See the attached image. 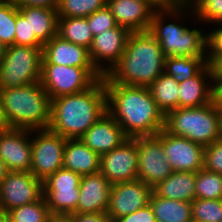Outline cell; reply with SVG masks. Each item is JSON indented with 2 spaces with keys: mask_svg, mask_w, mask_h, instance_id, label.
I'll return each mask as SVG.
<instances>
[{
  "mask_svg": "<svg viewBox=\"0 0 222 222\" xmlns=\"http://www.w3.org/2000/svg\"><path fill=\"white\" fill-rule=\"evenodd\" d=\"M196 172L173 171L165 180L152 188L160 197L193 202L196 199Z\"/></svg>",
  "mask_w": 222,
  "mask_h": 222,
  "instance_id": "cb8c5ba5",
  "label": "cell"
},
{
  "mask_svg": "<svg viewBox=\"0 0 222 222\" xmlns=\"http://www.w3.org/2000/svg\"><path fill=\"white\" fill-rule=\"evenodd\" d=\"M49 222H75L74 217L70 214L51 215Z\"/></svg>",
  "mask_w": 222,
  "mask_h": 222,
  "instance_id": "c3c4849f",
  "label": "cell"
},
{
  "mask_svg": "<svg viewBox=\"0 0 222 222\" xmlns=\"http://www.w3.org/2000/svg\"><path fill=\"white\" fill-rule=\"evenodd\" d=\"M0 157L8 171L30 172L31 130L11 128L0 133Z\"/></svg>",
  "mask_w": 222,
  "mask_h": 222,
  "instance_id": "e0dca14e",
  "label": "cell"
},
{
  "mask_svg": "<svg viewBox=\"0 0 222 222\" xmlns=\"http://www.w3.org/2000/svg\"><path fill=\"white\" fill-rule=\"evenodd\" d=\"M162 145L173 171L198 172L204 167V146L162 129Z\"/></svg>",
  "mask_w": 222,
  "mask_h": 222,
  "instance_id": "2e32d148",
  "label": "cell"
},
{
  "mask_svg": "<svg viewBox=\"0 0 222 222\" xmlns=\"http://www.w3.org/2000/svg\"><path fill=\"white\" fill-rule=\"evenodd\" d=\"M57 35L87 49L90 48L94 37L86 17H58Z\"/></svg>",
  "mask_w": 222,
  "mask_h": 222,
  "instance_id": "83f0119b",
  "label": "cell"
},
{
  "mask_svg": "<svg viewBox=\"0 0 222 222\" xmlns=\"http://www.w3.org/2000/svg\"><path fill=\"white\" fill-rule=\"evenodd\" d=\"M145 1L154 11L171 10L176 6V0H142Z\"/></svg>",
  "mask_w": 222,
  "mask_h": 222,
  "instance_id": "7bdbcfd3",
  "label": "cell"
},
{
  "mask_svg": "<svg viewBox=\"0 0 222 222\" xmlns=\"http://www.w3.org/2000/svg\"><path fill=\"white\" fill-rule=\"evenodd\" d=\"M106 112V89L100 78L85 91L51 99L48 129L66 139H78Z\"/></svg>",
  "mask_w": 222,
  "mask_h": 222,
  "instance_id": "7a4b0ae2",
  "label": "cell"
},
{
  "mask_svg": "<svg viewBox=\"0 0 222 222\" xmlns=\"http://www.w3.org/2000/svg\"><path fill=\"white\" fill-rule=\"evenodd\" d=\"M4 49H5L4 46L0 42V58H1L2 54H3V52H4Z\"/></svg>",
  "mask_w": 222,
  "mask_h": 222,
  "instance_id": "816d5d0a",
  "label": "cell"
},
{
  "mask_svg": "<svg viewBox=\"0 0 222 222\" xmlns=\"http://www.w3.org/2000/svg\"><path fill=\"white\" fill-rule=\"evenodd\" d=\"M63 168L81 176L100 172V156L79 138L67 139L63 153Z\"/></svg>",
  "mask_w": 222,
  "mask_h": 222,
  "instance_id": "603a6c76",
  "label": "cell"
},
{
  "mask_svg": "<svg viewBox=\"0 0 222 222\" xmlns=\"http://www.w3.org/2000/svg\"><path fill=\"white\" fill-rule=\"evenodd\" d=\"M79 139L102 156L120 146L128 137L113 117L106 112Z\"/></svg>",
  "mask_w": 222,
  "mask_h": 222,
  "instance_id": "ac0fdd59",
  "label": "cell"
},
{
  "mask_svg": "<svg viewBox=\"0 0 222 222\" xmlns=\"http://www.w3.org/2000/svg\"><path fill=\"white\" fill-rule=\"evenodd\" d=\"M31 136L30 172L37 179L44 181L63 168V153L67 139L49 129L31 130Z\"/></svg>",
  "mask_w": 222,
  "mask_h": 222,
  "instance_id": "9c48e42d",
  "label": "cell"
},
{
  "mask_svg": "<svg viewBox=\"0 0 222 222\" xmlns=\"http://www.w3.org/2000/svg\"><path fill=\"white\" fill-rule=\"evenodd\" d=\"M194 12L197 20L203 23H222V0H206Z\"/></svg>",
  "mask_w": 222,
  "mask_h": 222,
  "instance_id": "8d00e7d4",
  "label": "cell"
},
{
  "mask_svg": "<svg viewBox=\"0 0 222 222\" xmlns=\"http://www.w3.org/2000/svg\"><path fill=\"white\" fill-rule=\"evenodd\" d=\"M111 186L100 172L82 176L77 213H106Z\"/></svg>",
  "mask_w": 222,
  "mask_h": 222,
  "instance_id": "ffe728a7",
  "label": "cell"
},
{
  "mask_svg": "<svg viewBox=\"0 0 222 222\" xmlns=\"http://www.w3.org/2000/svg\"><path fill=\"white\" fill-rule=\"evenodd\" d=\"M138 179L153 188L172 172L162 145V130L157 135L136 137Z\"/></svg>",
  "mask_w": 222,
  "mask_h": 222,
  "instance_id": "8fae6325",
  "label": "cell"
},
{
  "mask_svg": "<svg viewBox=\"0 0 222 222\" xmlns=\"http://www.w3.org/2000/svg\"><path fill=\"white\" fill-rule=\"evenodd\" d=\"M164 129L204 147L222 137V111L215 101L192 108H177L165 115Z\"/></svg>",
  "mask_w": 222,
  "mask_h": 222,
  "instance_id": "8992f818",
  "label": "cell"
},
{
  "mask_svg": "<svg viewBox=\"0 0 222 222\" xmlns=\"http://www.w3.org/2000/svg\"><path fill=\"white\" fill-rule=\"evenodd\" d=\"M106 0H59L58 17H87L103 8Z\"/></svg>",
  "mask_w": 222,
  "mask_h": 222,
  "instance_id": "4dcf8cb0",
  "label": "cell"
},
{
  "mask_svg": "<svg viewBox=\"0 0 222 222\" xmlns=\"http://www.w3.org/2000/svg\"><path fill=\"white\" fill-rule=\"evenodd\" d=\"M6 222H18L13 220L8 214H6Z\"/></svg>",
  "mask_w": 222,
  "mask_h": 222,
  "instance_id": "f907efd6",
  "label": "cell"
},
{
  "mask_svg": "<svg viewBox=\"0 0 222 222\" xmlns=\"http://www.w3.org/2000/svg\"><path fill=\"white\" fill-rule=\"evenodd\" d=\"M8 168L6 167V164L4 163V161L2 160V158L0 157V184L3 181V179L5 178V176L8 173Z\"/></svg>",
  "mask_w": 222,
  "mask_h": 222,
  "instance_id": "681fc988",
  "label": "cell"
},
{
  "mask_svg": "<svg viewBox=\"0 0 222 222\" xmlns=\"http://www.w3.org/2000/svg\"><path fill=\"white\" fill-rule=\"evenodd\" d=\"M166 56L149 32H131L123 55L106 75L113 83L149 87L164 72Z\"/></svg>",
  "mask_w": 222,
  "mask_h": 222,
  "instance_id": "3957f363",
  "label": "cell"
},
{
  "mask_svg": "<svg viewBox=\"0 0 222 222\" xmlns=\"http://www.w3.org/2000/svg\"><path fill=\"white\" fill-rule=\"evenodd\" d=\"M151 193L152 188L139 179L113 184L106 214L114 222L144 208L149 204Z\"/></svg>",
  "mask_w": 222,
  "mask_h": 222,
  "instance_id": "9a60e30c",
  "label": "cell"
},
{
  "mask_svg": "<svg viewBox=\"0 0 222 222\" xmlns=\"http://www.w3.org/2000/svg\"><path fill=\"white\" fill-rule=\"evenodd\" d=\"M103 76L95 67L42 64L40 82L50 99L76 94L92 87Z\"/></svg>",
  "mask_w": 222,
  "mask_h": 222,
  "instance_id": "ba28073f",
  "label": "cell"
},
{
  "mask_svg": "<svg viewBox=\"0 0 222 222\" xmlns=\"http://www.w3.org/2000/svg\"><path fill=\"white\" fill-rule=\"evenodd\" d=\"M2 215H3V211H2V209L0 207V216H2Z\"/></svg>",
  "mask_w": 222,
  "mask_h": 222,
  "instance_id": "db71d44e",
  "label": "cell"
},
{
  "mask_svg": "<svg viewBox=\"0 0 222 222\" xmlns=\"http://www.w3.org/2000/svg\"><path fill=\"white\" fill-rule=\"evenodd\" d=\"M75 222H113L106 213H73Z\"/></svg>",
  "mask_w": 222,
  "mask_h": 222,
  "instance_id": "60d3db41",
  "label": "cell"
},
{
  "mask_svg": "<svg viewBox=\"0 0 222 222\" xmlns=\"http://www.w3.org/2000/svg\"><path fill=\"white\" fill-rule=\"evenodd\" d=\"M11 129L0 100V133Z\"/></svg>",
  "mask_w": 222,
  "mask_h": 222,
  "instance_id": "7dc6e473",
  "label": "cell"
},
{
  "mask_svg": "<svg viewBox=\"0 0 222 222\" xmlns=\"http://www.w3.org/2000/svg\"><path fill=\"white\" fill-rule=\"evenodd\" d=\"M149 205L156 222H193L191 202L166 199L152 192Z\"/></svg>",
  "mask_w": 222,
  "mask_h": 222,
  "instance_id": "484cf974",
  "label": "cell"
},
{
  "mask_svg": "<svg viewBox=\"0 0 222 222\" xmlns=\"http://www.w3.org/2000/svg\"><path fill=\"white\" fill-rule=\"evenodd\" d=\"M44 194L43 181L31 172L9 171L0 184V207L3 214L39 201Z\"/></svg>",
  "mask_w": 222,
  "mask_h": 222,
  "instance_id": "7c38bea8",
  "label": "cell"
},
{
  "mask_svg": "<svg viewBox=\"0 0 222 222\" xmlns=\"http://www.w3.org/2000/svg\"><path fill=\"white\" fill-rule=\"evenodd\" d=\"M207 64V57H166L164 72L180 83L194 77Z\"/></svg>",
  "mask_w": 222,
  "mask_h": 222,
  "instance_id": "f1b7e54d",
  "label": "cell"
},
{
  "mask_svg": "<svg viewBox=\"0 0 222 222\" xmlns=\"http://www.w3.org/2000/svg\"><path fill=\"white\" fill-rule=\"evenodd\" d=\"M179 89V108L201 107L213 102L215 85L211 66L207 63L194 77L180 82Z\"/></svg>",
  "mask_w": 222,
  "mask_h": 222,
  "instance_id": "7402d4cb",
  "label": "cell"
},
{
  "mask_svg": "<svg viewBox=\"0 0 222 222\" xmlns=\"http://www.w3.org/2000/svg\"><path fill=\"white\" fill-rule=\"evenodd\" d=\"M16 3L0 0V42L4 48L12 46L15 39Z\"/></svg>",
  "mask_w": 222,
  "mask_h": 222,
  "instance_id": "1f68e13d",
  "label": "cell"
},
{
  "mask_svg": "<svg viewBox=\"0 0 222 222\" xmlns=\"http://www.w3.org/2000/svg\"><path fill=\"white\" fill-rule=\"evenodd\" d=\"M214 101L218 108L222 111V80H219L215 84Z\"/></svg>",
  "mask_w": 222,
  "mask_h": 222,
  "instance_id": "bcb514c9",
  "label": "cell"
},
{
  "mask_svg": "<svg viewBox=\"0 0 222 222\" xmlns=\"http://www.w3.org/2000/svg\"><path fill=\"white\" fill-rule=\"evenodd\" d=\"M130 33L127 28L117 26L93 37L89 55L95 69L102 76L107 75L120 60Z\"/></svg>",
  "mask_w": 222,
  "mask_h": 222,
  "instance_id": "5bb4252c",
  "label": "cell"
},
{
  "mask_svg": "<svg viewBox=\"0 0 222 222\" xmlns=\"http://www.w3.org/2000/svg\"><path fill=\"white\" fill-rule=\"evenodd\" d=\"M220 27L206 32V57L207 63L211 66L218 58L222 57V23H217Z\"/></svg>",
  "mask_w": 222,
  "mask_h": 222,
  "instance_id": "f35d334b",
  "label": "cell"
},
{
  "mask_svg": "<svg viewBox=\"0 0 222 222\" xmlns=\"http://www.w3.org/2000/svg\"><path fill=\"white\" fill-rule=\"evenodd\" d=\"M0 100L11 128L48 129L51 99L40 81L26 86L0 89Z\"/></svg>",
  "mask_w": 222,
  "mask_h": 222,
  "instance_id": "5b68a950",
  "label": "cell"
},
{
  "mask_svg": "<svg viewBox=\"0 0 222 222\" xmlns=\"http://www.w3.org/2000/svg\"><path fill=\"white\" fill-rule=\"evenodd\" d=\"M42 64L94 67L89 49L64 40L58 35L44 44Z\"/></svg>",
  "mask_w": 222,
  "mask_h": 222,
  "instance_id": "44dd1931",
  "label": "cell"
},
{
  "mask_svg": "<svg viewBox=\"0 0 222 222\" xmlns=\"http://www.w3.org/2000/svg\"><path fill=\"white\" fill-rule=\"evenodd\" d=\"M14 45L43 47L44 44L37 37H30L29 19H26L16 5V27Z\"/></svg>",
  "mask_w": 222,
  "mask_h": 222,
  "instance_id": "d590c367",
  "label": "cell"
},
{
  "mask_svg": "<svg viewBox=\"0 0 222 222\" xmlns=\"http://www.w3.org/2000/svg\"><path fill=\"white\" fill-rule=\"evenodd\" d=\"M191 212L193 222H222V199L196 198Z\"/></svg>",
  "mask_w": 222,
  "mask_h": 222,
  "instance_id": "d6a6232c",
  "label": "cell"
},
{
  "mask_svg": "<svg viewBox=\"0 0 222 222\" xmlns=\"http://www.w3.org/2000/svg\"><path fill=\"white\" fill-rule=\"evenodd\" d=\"M82 176L60 168L43 181L44 198L51 215L77 213Z\"/></svg>",
  "mask_w": 222,
  "mask_h": 222,
  "instance_id": "30bf717a",
  "label": "cell"
},
{
  "mask_svg": "<svg viewBox=\"0 0 222 222\" xmlns=\"http://www.w3.org/2000/svg\"><path fill=\"white\" fill-rule=\"evenodd\" d=\"M88 25L92 31L93 36L99 35L105 30L112 29L118 26L110 9L105 5L103 8L95 11L90 16L86 17Z\"/></svg>",
  "mask_w": 222,
  "mask_h": 222,
  "instance_id": "e575fe53",
  "label": "cell"
},
{
  "mask_svg": "<svg viewBox=\"0 0 222 222\" xmlns=\"http://www.w3.org/2000/svg\"><path fill=\"white\" fill-rule=\"evenodd\" d=\"M107 112L128 138L157 135L165 127V115L145 86L113 83L103 76Z\"/></svg>",
  "mask_w": 222,
  "mask_h": 222,
  "instance_id": "6da1fadb",
  "label": "cell"
},
{
  "mask_svg": "<svg viewBox=\"0 0 222 222\" xmlns=\"http://www.w3.org/2000/svg\"><path fill=\"white\" fill-rule=\"evenodd\" d=\"M17 6H38L56 8L59 0H14Z\"/></svg>",
  "mask_w": 222,
  "mask_h": 222,
  "instance_id": "b9f144b4",
  "label": "cell"
},
{
  "mask_svg": "<svg viewBox=\"0 0 222 222\" xmlns=\"http://www.w3.org/2000/svg\"><path fill=\"white\" fill-rule=\"evenodd\" d=\"M118 26L130 32L149 31L154 10L142 0H106Z\"/></svg>",
  "mask_w": 222,
  "mask_h": 222,
  "instance_id": "d6986e66",
  "label": "cell"
},
{
  "mask_svg": "<svg viewBox=\"0 0 222 222\" xmlns=\"http://www.w3.org/2000/svg\"><path fill=\"white\" fill-rule=\"evenodd\" d=\"M213 83L214 85L222 80V57L218 58L212 65Z\"/></svg>",
  "mask_w": 222,
  "mask_h": 222,
  "instance_id": "f6af8a7d",
  "label": "cell"
},
{
  "mask_svg": "<svg viewBox=\"0 0 222 222\" xmlns=\"http://www.w3.org/2000/svg\"><path fill=\"white\" fill-rule=\"evenodd\" d=\"M7 214L18 222H49L51 216L44 196L39 201L16 207Z\"/></svg>",
  "mask_w": 222,
  "mask_h": 222,
  "instance_id": "836d02e7",
  "label": "cell"
},
{
  "mask_svg": "<svg viewBox=\"0 0 222 222\" xmlns=\"http://www.w3.org/2000/svg\"><path fill=\"white\" fill-rule=\"evenodd\" d=\"M206 0H176V6L179 8L195 11Z\"/></svg>",
  "mask_w": 222,
  "mask_h": 222,
  "instance_id": "ee69618b",
  "label": "cell"
},
{
  "mask_svg": "<svg viewBox=\"0 0 222 222\" xmlns=\"http://www.w3.org/2000/svg\"><path fill=\"white\" fill-rule=\"evenodd\" d=\"M157 107L166 115L169 111L179 108V83L167 75L160 74L148 87Z\"/></svg>",
  "mask_w": 222,
  "mask_h": 222,
  "instance_id": "4316f807",
  "label": "cell"
},
{
  "mask_svg": "<svg viewBox=\"0 0 222 222\" xmlns=\"http://www.w3.org/2000/svg\"><path fill=\"white\" fill-rule=\"evenodd\" d=\"M114 222H156V219L148 204L146 207L138 209L129 215L122 216Z\"/></svg>",
  "mask_w": 222,
  "mask_h": 222,
  "instance_id": "ab89813d",
  "label": "cell"
},
{
  "mask_svg": "<svg viewBox=\"0 0 222 222\" xmlns=\"http://www.w3.org/2000/svg\"><path fill=\"white\" fill-rule=\"evenodd\" d=\"M0 222H6V214L0 216Z\"/></svg>",
  "mask_w": 222,
  "mask_h": 222,
  "instance_id": "f5cc1de1",
  "label": "cell"
},
{
  "mask_svg": "<svg viewBox=\"0 0 222 222\" xmlns=\"http://www.w3.org/2000/svg\"><path fill=\"white\" fill-rule=\"evenodd\" d=\"M203 168L222 175V137L204 147Z\"/></svg>",
  "mask_w": 222,
  "mask_h": 222,
  "instance_id": "74e56055",
  "label": "cell"
},
{
  "mask_svg": "<svg viewBox=\"0 0 222 222\" xmlns=\"http://www.w3.org/2000/svg\"><path fill=\"white\" fill-rule=\"evenodd\" d=\"M43 47L12 45L0 58V89L37 83L41 78Z\"/></svg>",
  "mask_w": 222,
  "mask_h": 222,
  "instance_id": "52a82bcc",
  "label": "cell"
},
{
  "mask_svg": "<svg viewBox=\"0 0 222 222\" xmlns=\"http://www.w3.org/2000/svg\"><path fill=\"white\" fill-rule=\"evenodd\" d=\"M196 198L222 199V175L201 169L196 172Z\"/></svg>",
  "mask_w": 222,
  "mask_h": 222,
  "instance_id": "f546056e",
  "label": "cell"
},
{
  "mask_svg": "<svg viewBox=\"0 0 222 222\" xmlns=\"http://www.w3.org/2000/svg\"><path fill=\"white\" fill-rule=\"evenodd\" d=\"M100 173L111 185L138 179L136 137L100 156Z\"/></svg>",
  "mask_w": 222,
  "mask_h": 222,
  "instance_id": "4fadbf2b",
  "label": "cell"
},
{
  "mask_svg": "<svg viewBox=\"0 0 222 222\" xmlns=\"http://www.w3.org/2000/svg\"><path fill=\"white\" fill-rule=\"evenodd\" d=\"M19 12L29 19L30 37H37L43 44L57 35L56 8L18 6Z\"/></svg>",
  "mask_w": 222,
  "mask_h": 222,
  "instance_id": "d4e9b609",
  "label": "cell"
},
{
  "mask_svg": "<svg viewBox=\"0 0 222 222\" xmlns=\"http://www.w3.org/2000/svg\"><path fill=\"white\" fill-rule=\"evenodd\" d=\"M188 11L190 10L175 7L171 10L154 11L153 13L149 32L159 42L166 57H206L207 35L200 29H189L179 23V20L188 13L189 16L191 14L195 17L194 11ZM167 17L171 21L175 20L166 23Z\"/></svg>",
  "mask_w": 222,
  "mask_h": 222,
  "instance_id": "277c9868",
  "label": "cell"
}]
</instances>
